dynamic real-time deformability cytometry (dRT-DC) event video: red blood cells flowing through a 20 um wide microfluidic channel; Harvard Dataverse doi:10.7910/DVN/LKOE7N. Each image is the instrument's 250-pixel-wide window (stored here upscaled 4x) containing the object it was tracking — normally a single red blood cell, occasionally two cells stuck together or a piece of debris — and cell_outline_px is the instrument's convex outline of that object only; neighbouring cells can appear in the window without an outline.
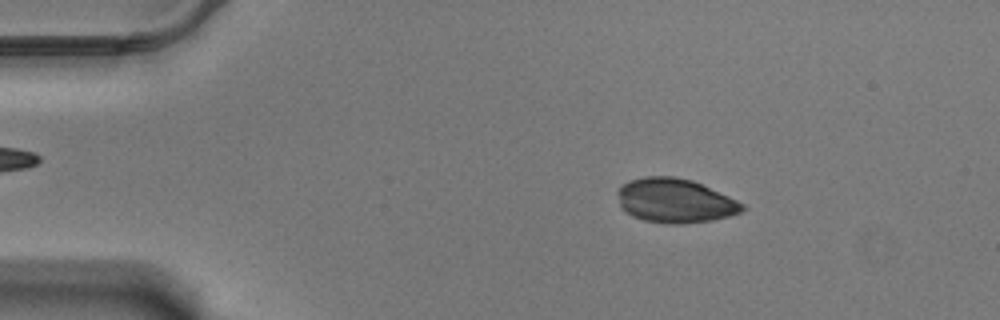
{"species": "Egyptian fruit bat (a non-hibernating species)", "species_latin": "Rousettus aegyptiacus", "temperature_condition": "warm", "stored_images_in_passage": 57, "camera_frame_rate_fps": 3000, "um_per_image_px": 0.085, "animal": {"sex": "male"}, "frame": {"image": 1, "passage_image": 9, "time_ms": 2.667, "image_size_px": [1000, 320], "cell_outline_px": [[748, 208], [740, 212], [728, 216], [712, 220], [680, 224], [672, 224], [644, 220], [632, 216], [620, 208], [616, 192], [628, 180], [644, 176], [676, 176], [692, 180], [728, 196], [744, 204]], "centroid_in_image_um": [57.35, 17.05], "position_along_channel_um": 27.7, "area_um2": 32.19}}
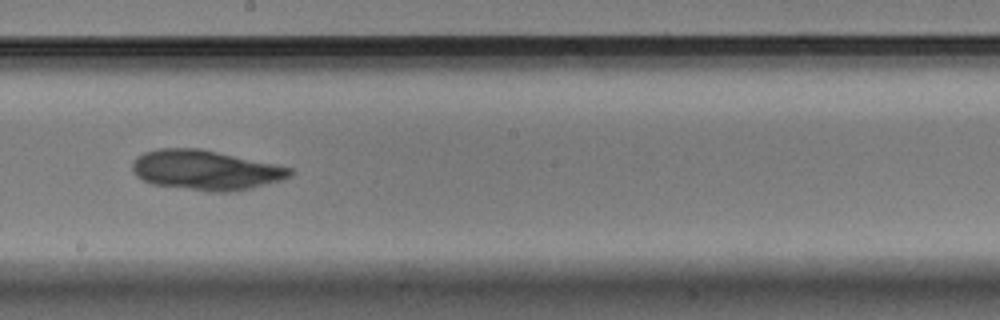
{"frame": {"image": 2, "passage_image": 32, "time_ms": 10.333, "image_size_px": [1000, 320], "cell_outline_px": [[296, 172], [292, 176], [280, 180], [252, 188], [232, 192], [208, 192], [152, 184], [136, 176], [132, 168], [132, 160], [136, 156], [144, 152], [160, 148], [200, 148], [276, 164], [292, 168]], "centroid_in_image_um": [17.49, 14.46], "position_along_channel_um": 230.7, "area_um2": 36.93}}
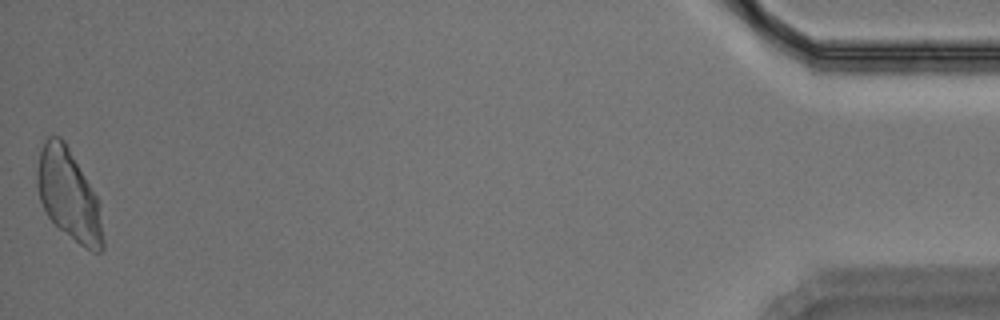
{"frame": {"image": 3, "passage_image": 57, "time_ms": 18.667, "image_size_px": [1000, 320], "cell_outline_px": [[104, 248], [100, 252], [92, 252], [84, 248], [60, 228], [48, 216], [40, 200], [36, 184], [36, 172], [40, 152], [48, 136], [60, 136], [64, 140], [100, 200], [104, 240]], "centroid_in_image_um": [5.88, 16.59], "position_along_channel_um": 429.3, "area_um2": 34.97}}